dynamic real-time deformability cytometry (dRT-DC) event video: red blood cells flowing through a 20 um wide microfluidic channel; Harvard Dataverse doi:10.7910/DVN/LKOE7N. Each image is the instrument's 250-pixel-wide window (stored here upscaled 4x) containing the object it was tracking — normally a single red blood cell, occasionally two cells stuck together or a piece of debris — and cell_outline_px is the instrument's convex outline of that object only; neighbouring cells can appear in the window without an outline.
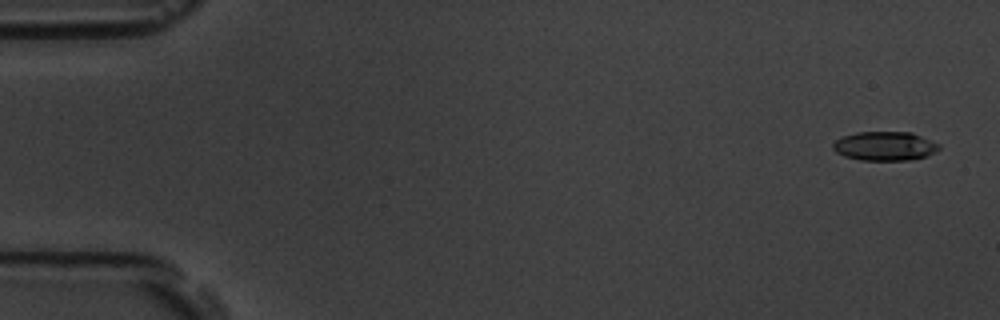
{"species": "common noctule bat (a hibernating species)", "species_latin": "Nyctalus noctula", "temperature_condition": "room temperature", "stored_images_in_passage": 6, "segment_of_instrument_passage": [1, 2], "camera_frame_rate_fps": 3000, "um_per_image_px": 0.085, "animal": {"sex": "male", "body_mass_g": 19.5, "forearm_length_mm": 54.6}, "frame": {"image": 1, "passage_image": 1, "time_ms": 0.0, "image_size_px": [1000, 320], "cell_outline_px": [[940, 148], [936, 152], [928, 156], [912, 160], [860, 160], [844, 156], [836, 152], [832, 148], [832, 144], [840, 136], [856, 132], [912, 132], [940, 144]], "centroid_in_image_um": [75.21, 12.41], "position_along_channel_um": 9.8, "area_um2": 18.21}}
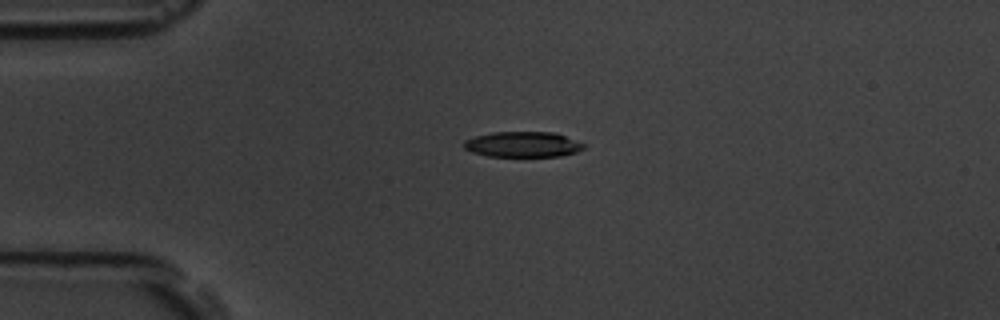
{"frame": {"image": 2, "passage_image": 4, "time_ms": 1.0, "image_size_px": [1000, 320], "cell_outline_px": [[584, 148], [576, 152], [560, 156], [488, 156], [472, 152], [464, 148], [464, 140], [476, 136], [492, 132], [556, 132], [584, 144]], "centroid_in_image_um": [44.43, 12.27], "position_along_channel_um": 40.6, "area_um2": 17.69}}